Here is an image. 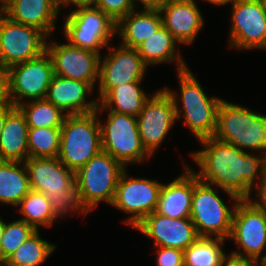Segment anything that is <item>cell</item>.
Wrapping results in <instances>:
<instances>
[{
  "instance_id": "obj_8",
  "label": "cell",
  "mask_w": 266,
  "mask_h": 266,
  "mask_svg": "<svg viewBox=\"0 0 266 266\" xmlns=\"http://www.w3.org/2000/svg\"><path fill=\"white\" fill-rule=\"evenodd\" d=\"M126 168L110 154L101 151L75 172V186L88 212L99 204L111 205L122 172Z\"/></svg>"
},
{
  "instance_id": "obj_33",
  "label": "cell",
  "mask_w": 266,
  "mask_h": 266,
  "mask_svg": "<svg viewBox=\"0 0 266 266\" xmlns=\"http://www.w3.org/2000/svg\"><path fill=\"white\" fill-rule=\"evenodd\" d=\"M36 231L32 225L20 219L6 222L0 245V263L3 264Z\"/></svg>"
},
{
  "instance_id": "obj_31",
  "label": "cell",
  "mask_w": 266,
  "mask_h": 266,
  "mask_svg": "<svg viewBox=\"0 0 266 266\" xmlns=\"http://www.w3.org/2000/svg\"><path fill=\"white\" fill-rule=\"evenodd\" d=\"M17 107L24 114L29 128H61L67 115L46 99L30 100Z\"/></svg>"
},
{
  "instance_id": "obj_17",
  "label": "cell",
  "mask_w": 266,
  "mask_h": 266,
  "mask_svg": "<svg viewBox=\"0 0 266 266\" xmlns=\"http://www.w3.org/2000/svg\"><path fill=\"white\" fill-rule=\"evenodd\" d=\"M46 50L51 56L55 75L86 82L96 90L101 56L99 53L72 46L68 42L59 43L52 36L47 39Z\"/></svg>"
},
{
  "instance_id": "obj_20",
  "label": "cell",
  "mask_w": 266,
  "mask_h": 266,
  "mask_svg": "<svg viewBox=\"0 0 266 266\" xmlns=\"http://www.w3.org/2000/svg\"><path fill=\"white\" fill-rule=\"evenodd\" d=\"M61 10L58 0H10L0 9L12 21L37 28L48 38L57 31Z\"/></svg>"
},
{
  "instance_id": "obj_29",
  "label": "cell",
  "mask_w": 266,
  "mask_h": 266,
  "mask_svg": "<svg viewBox=\"0 0 266 266\" xmlns=\"http://www.w3.org/2000/svg\"><path fill=\"white\" fill-rule=\"evenodd\" d=\"M16 207L18 214L22 215L19 219L36 230L51 228L54 223L60 222L52 211L51 202L42 192L31 189Z\"/></svg>"
},
{
  "instance_id": "obj_34",
  "label": "cell",
  "mask_w": 266,
  "mask_h": 266,
  "mask_svg": "<svg viewBox=\"0 0 266 266\" xmlns=\"http://www.w3.org/2000/svg\"><path fill=\"white\" fill-rule=\"evenodd\" d=\"M90 5L102 10L116 23L139 7L136 0H94Z\"/></svg>"
},
{
  "instance_id": "obj_22",
  "label": "cell",
  "mask_w": 266,
  "mask_h": 266,
  "mask_svg": "<svg viewBox=\"0 0 266 266\" xmlns=\"http://www.w3.org/2000/svg\"><path fill=\"white\" fill-rule=\"evenodd\" d=\"M182 174L163 183L156 212L172 219L190 217L193 195V170L182 162Z\"/></svg>"
},
{
  "instance_id": "obj_40",
  "label": "cell",
  "mask_w": 266,
  "mask_h": 266,
  "mask_svg": "<svg viewBox=\"0 0 266 266\" xmlns=\"http://www.w3.org/2000/svg\"><path fill=\"white\" fill-rule=\"evenodd\" d=\"M94 0H58L60 8H70L76 5H90Z\"/></svg>"
},
{
  "instance_id": "obj_13",
  "label": "cell",
  "mask_w": 266,
  "mask_h": 266,
  "mask_svg": "<svg viewBox=\"0 0 266 266\" xmlns=\"http://www.w3.org/2000/svg\"><path fill=\"white\" fill-rule=\"evenodd\" d=\"M228 46L234 50H266V9L260 0H233L230 4Z\"/></svg>"
},
{
  "instance_id": "obj_19",
  "label": "cell",
  "mask_w": 266,
  "mask_h": 266,
  "mask_svg": "<svg viewBox=\"0 0 266 266\" xmlns=\"http://www.w3.org/2000/svg\"><path fill=\"white\" fill-rule=\"evenodd\" d=\"M163 26L181 45L189 46L204 27V16L197 0H165L157 5Z\"/></svg>"
},
{
  "instance_id": "obj_28",
  "label": "cell",
  "mask_w": 266,
  "mask_h": 266,
  "mask_svg": "<svg viewBox=\"0 0 266 266\" xmlns=\"http://www.w3.org/2000/svg\"><path fill=\"white\" fill-rule=\"evenodd\" d=\"M40 234V230L32 234L2 266H42L56 251L57 245L43 239Z\"/></svg>"
},
{
  "instance_id": "obj_5",
  "label": "cell",
  "mask_w": 266,
  "mask_h": 266,
  "mask_svg": "<svg viewBox=\"0 0 266 266\" xmlns=\"http://www.w3.org/2000/svg\"><path fill=\"white\" fill-rule=\"evenodd\" d=\"M213 137L243 152L266 155V114L223 99L218 108Z\"/></svg>"
},
{
  "instance_id": "obj_23",
  "label": "cell",
  "mask_w": 266,
  "mask_h": 266,
  "mask_svg": "<svg viewBox=\"0 0 266 266\" xmlns=\"http://www.w3.org/2000/svg\"><path fill=\"white\" fill-rule=\"evenodd\" d=\"M163 25L157 6H139L116 23L119 44L136 49Z\"/></svg>"
},
{
  "instance_id": "obj_11",
  "label": "cell",
  "mask_w": 266,
  "mask_h": 266,
  "mask_svg": "<svg viewBox=\"0 0 266 266\" xmlns=\"http://www.w3.org/2000/svg\"><path fill=\"white\" fill-rule=\"evenodd\" d=\"M229 240L237 248L232 254L257 261L266 258V213L250 199L237 203Z\"/></svg>"
},
{
  "instance_id": "obj_38",
  "label": "cell",
  "mask_w": 266,
  "mask_h": 266,
  "mask_svg": "<svg viewBox=\"0 0 266 266\" xmlns=\"http://www.w3.org/2000/svg\"><path fill=\"white\" fill-rule=\"evenodd\" d=\"M9 102L7 72L0 68V106L6 105Z\"/></svg>"
},
{
  "instance_id": "obj_26",
  "label": "cell",
  "mask_w": 266,
  "mask_h": 266,
  "mask_svg": "<svg viewBox=\"0 0 266 266\" xmlns=\"http://www.w3.org/2000/svg\"><path fill=\"white\" fill-rule=\"evenodd\" d=\"M141 85L142 82H131L114 87L98 102L96 110H111L137 117L145 101L151 96Z\"/></svg>"
},
{
  "instance_id": "obj_9",
  "label": "cell",
  "mask_w": 266,
  "mask_h": 266,
  "mask_svg": "<svg viewBox=\"0 0 266 266\" xmlns=\"http://www.w3.org/2000/svg\"><path fill=\"white\" fill-rule=\"evenodd\" d=\"M69 10V14L65 13L62 18L65 20L62 26L64 38L72 46L101 55L116 36V22L91 5H76Z\"/></svg>"
},
{
  "instance_id": "obj_36",
  "label": "cell",
  "mask_w": 266,
  "mask_h": 266,
  "mask_svg": "<svg viewBox=\"0 0 266 266\" xmlns=\"http://www.w3.org/2000/svg\"><path fill=\"white\" fill-rule=\"evenodd\" d=\"M221 266H259V261L229 252L224 256Z\"/></svg>"
},
{
  "instance_id": "obj_44",
  "label": "cell",
  "mask_w": 266,
  "mask_h": 266,
  "mask_svg": "<svg viewBox=\"0 0 266 266\" xmlns=\"http://www.w3.org/2000/svg\"><path fill=\"white\" fill-rule=\"evenodd\" d=\"M10 0H0V9L6 5Z\"/></svg>"
},
{
  "instance_id": "obj_6",
  "label": "cell",
  "mask_w": 266,
  "mask_h": 266,
  "mask_svg": "<svg viewBox=\"0 0 266 266\" xmlns=\"http://www.w3.org/2000/svg\"><path fill=\"white\" fill-rule=\"evenodd\" d=\"M101 151V130L96 111L66 115L57 158L76 172Z\"/></svg>"
},
{
  "instance_id": "obj_45",
  "label": "cell",
  "mask_w": 266,
  "mask_h": 266,
  "mask_svg": "<svg viewBox=\"0 0 266 266\" xmlns=\"http://www.w3.org/2000/svg\"><path fill=\"white\" fill-rule=\"evenodd\" d=\"M259 266H266V258L259 261Z\"/></svg>"
},
{
  "instance_id": "obj_18",
  "label": "cell",
  "mask_w": 266,
  "mask_h": 266,
  "mask_svg": "<svg viewBox=\"0 0 266 266\" xmlns=\"http://www.w3.org/2000/svg\"><path fill=\"white\" fill-rule=\"evenodd\" d=\"M133 229L153 240V247H170L184 251L199 238L190 217L172 219L156 211Z\"/></svg>"
},
{
  "instance_id": "obj_10",
  "label": "cell",
  "mask_w": 266,
  "mask_h": 266,
  "mask_svg": "<svg viewBox=\"0 0 266 266\" xmlns=\"http://www.w3.org/2000/svg\"><path fill=\"white\" fill-rule=\"evenodd\" d=\"M163 183L158 179L133 177L126 168L118 181L110 206L128 214L124 224L136 227L145 217L155 212Z\"/></svg>"
},
{
  "instance_id": "obj_3",
  "label": "cell",
  "mask_w": 266,
  "mask_h": 266,
  "mask_svg": "<svg viewBox=\"0 0 266 266\" xmlns=\"http://www.w3.org/2000/svg\"><path fill=\"white\" fill-rule=\"evenodd\" d=\"M190 67L175 71L179 92L163 87L172 97L176 120H183L196 140L212 137L216 131L217 113L223 98L208 96Z\"/></svg>"
},
{
  "instance_id": "obj_39",
  "label": "cell",
  "mask_w": 266,
  "mask_h": 266,
  "mask_svg": "<svg viewBox=\"0 0 266 266\" xmlns=\"http://www.w3.org/2000/svg\"><path fill=\"white\" fill-rule=\"evenodd\" d=\"M15 108V106L9 101L6 105L0 106V135L4 126L7 115Z\"/></svg>"
},
{
  "instance_id": "obj_37",
  "label": "cell",
  "mask_w": 266,
  "mask_h": 266,
  "mask_svg": "<svg viewBox=\"0 0 266 266\" xmlns=\"http://www.w3.org/2000/svg\"><path fill=\"white\" fill-rule=\"evenodd\" d=\"M254 197L250 198L263 212L266 213V174L264 180L253 191Z\"/></svg>"
},
{
  "instance_id": "obj_43",
  "label": "cell",
  "mask_w": 266,
  "mask_h": 266,
  "mask_svg": "<svg viewBox=\"0 0 266 266\" xmlns=\"http://www.w3.org/2000/svg\"><path fill=\"white\" fill-rule=\"evenodd\" d=\"M5 223H6V220H4L2 218V216H0V245H1V239H2V236H3V232H4V229H5Z\"/></svg>"
},
{
  "instance_id": "obj_12",
  "label": "cell",
  "mask_w": 266,
  "mask_h": 266,
  "mask_svg": "<svg viewBox=\"0 0 266 266\" xmlns=\"http://www.w3.org/2000/svg\"><path fill=\"white\" fill-rule=\"evenodd\" d=\"M6 72L8 98L15 107L30 100L45 99L55 75L47 50L34 59L11 66Z\"/></svg>"
},
{
  "instance_id": "obj_14",
  "label": "cell",
  "mask_w": 266,
  "mask_h": 266,
  "mask_svg": "<svg viewBox=\"0 0 266 266\" xmlns=\"http://www.w3.org/2000/svg\"><path fill=\"white\" fill-rule=\"evenodd\" d=\"M103 52L99 61V79L96 89L100 102L114 87L124 83L143 82L148 67L144 64L137 49L117 44Z\"/></svg>"
},
{
  "instance_id": "obj_35",
  "label": "cell",
  "mask_w": 266,
  "mask_h": 266,
  "mask_svg": "<svg viewBox=\"0 0 266 266\" xmlns=\"http://www.w3.org/2000/svg\"><path fill=\"white\" fill-rule=\"evenodd\" d=\"M156 248V265L157 266H184L183 250L170 247Z\"/></svg>"
},
{
  "instance_id": "obj_4",
  "label": "cell",
  "mask_w": 266,
  "mask_h": 266,
  "mask_svg": "<svg viewBox=\"0 0 266 266\" xmlns=\"http://www.w3.org/2000/svg\"><path fill=\"white\" fill-rule=\"evenodd\" d=\"M219 192L227 194L225 203ZM240 198L235 194L202 182L193 172V195L190 219L199 237L222 238L228 241L231 233L233 214Z\"/></svg>"
},
{
  "instance_id": "obj_32",
  "label": "cell",
  "mask_w": 266,
  "mask_h": 266,
  "mask_svg": "<svg viewBox=\"0 0 266 266\" xmlns=\"http://www.w3.org/2000/svg\"><path fill=\"white\" fill-rule=\"evenodd\" d=\"M27 138L29 157H58L60 151L61 128H29Z\"/></svg>"
},
{
  "instance_id": "obj_25",
  "label": "cell",
  "mask_w": 266,
  "mask_h": 266,
  "mask_svg": "<svg viewBox=\"0 0 266 266\" xmlns=\"http://www.w3.org/2000/svg\"><path fill=\"white\" fill-rule=\"evenodd\" d=\"M28 124L24 114L15 107L6 117L0 135V161L24 162L29 157Z\"/></svg>"
},
{
  "instance_id": "obj_41",
  "label": "cell",
  "mask_w": 266,
  "mask_h": 266,
  "mask_svg": "<svg viewBox=\"0 0 266 266\" xmlns=\"http://www.w3.org/2000/svg\"><path fill=\"white\" fill-rule=\"evenodd\" d=\"M165 0H136V2L142 6H157Z\"/></svg>"
},
{
  "instance_id": "obj_15",
  "label": "cell",
  "mask_w": 266,
  "mask_h": 266,
  "mask_svg": "<svg viewBox=\"0 0 266 266\" xmlns=\"http://www.w3.org/2000/svg\"><path fill=\"white\" fill-rule=\"evenodd\" d=\"M47 39L39 29L12 21L0 11V68L7 70L40 56Z\"/></svg>"
},
{
  "instance_id": "obj_46",
  "label": "cell",
  "mask_w": 266,
  "mask_h": 266,
  "mask_svg": "<svg viewBox=\"0 0 266 266\" xmlns=\"http://www.w3.org/2000/svg\"><path fill=\"white\" fill-rule=\"evenodd\" d=\"M264 8L266 9V0H262Z\"/></svg>"
},
{
  "instance_id": "obj_21",
  "label": "cell",
  "mask_w": 266,
  "mask_h": 266,
  "mask_svg": "<svg viewBox=\"0 0 266 266\" xmlns=\"http://www.w3.org/2000/svg\"><path fill=\"white\" fill-rule=\"evenodd\" d=\"M94 91L86 82L54 75L45 99L67 115L87 114L96 111L98 106L95 95L94 99L89 98Z\"/></svg>"
},
{
  "instance_id": "obj_27",
  "label": "cell",
  "mask_w": 266,
  "mask_h": 266,
  "mask_svg": "<svg viewBox=\"0 0 266 266\" xmlns=\"http://www.w3.org/2000/svg\"><path fill=\"white\" fill-rule=\"evenodd\" d=\"M28 172L24 162L0 161V203L16 206L30 192Z\"/></svg>"
},
{
  "instance_id": "obj_16",
  "label": "cell",
  "mask_w": 266,
  "mask_h": 266,
  "mask_svg": "<svg viewBox=\"0 0 266 266\" xmlns=\"http://www.w3.org/2000/svg\"><path fill=\"white\" fill-rule=\"evenodd\" d=\"M176 122L172 97L164 88L152 92L137 116L141 142L152 157L165 142Z\"/></svg>"
},
{
  "instance_id": "obj_42",
  "label": "cell",
  "mask_w": 266,
  "mask_h": 266,
  "mask_svg": "<svg viewBox=\"0 0 266 266\" xmlns=\"http://www.w3.org/2000/svg\"><path fill=\"white\" fill-rule=\"evenodd\" d=\"M204 3L207 1V3L216 5V6H224L227 4H230L233 0H202Z\"/></svg>"
},
{
  "instance_id": "obj_2",
  "label": "cell",
  "mask_w": 266,
  "mask_h": 266,
  "mask_svg": "<svg viewBox=\"0 0 266 266\" xmlns=\"http://www.w3.org/2000/svg\"><path fill=\"white\" fill-rule=\"evenodd\" d=\"M24 163L30 188L44 194L51 202L52 211L58 220L80 214L85 218L90 214L81 203L75 186V172L68 169L57 157H28Z\"/></svg>"
},
{
  "instance_id": "obj_1",
  "label": "cell",
  "mask_w": 266,
  "mask_h": 266,
  "mask_svg": "<svg viewBox=\"0 0 266 266\" xmlns=\"http://www.w3.org/2000/svg\"><path fill=\"white\" fill-rule=\"evenodd\" d=\"M198 143L202 148L189 152L191 160L199 168L195 171L190 167L198 179L229 191L240 199H250L253 188L256 189L264 180L266 155L243 152L213 136Z\"/></svg>"
},
{
  "instance_id": "obj_30",
  "label": "cell",
  "mask_w": 266,
  "mask_h": 266,
  "mask_svg": "<svg viewBox=\"0 0 266 266\" xmlns=\"http://www.w3.org/2000/svg\"><path fill=\"white\" fill-rule=\"evenodd\" d=\"M225 243L222 238L199 237L183 251L184 266H221Z\"/></svg>"
},
{
  "instance_id": "obj_24",
  "label": "cell",
  "mask_w": 266,
  "mask_h": 266,
  "mask_svg": "<svg viewBox=\"0 0 266 266\" xmlns=\"http://www.w3.org/2000/svg\"><path fill=\"white\" fill-rule=\"evenodd\" d=\"M180 45L172 34L162 25L154 34L140 44L136 49L144 64L158 66L159 64L175 63L176 71L188 68L185 58L182 56Z\"/></svg>"
},
{
  "instance_id": "obj_7",
  "label": "cell",
  "mask_w": 266,
  "mask_h": 266,
  "mask_svg": "<svg viewBox=\"0 0 266 266\" xmlns=\"http://www.w3.org/2000/svg\"><path fill=\"white\" fill-rule=\"evenodd\" d=\"M96 113L101 130L102 151L110 154L125 168L131 164L142 165L152 157L141 142L137 117L111 110H96ZM102 113L107 114L105 121L100 119Z\"/></svg>"
}]
</instances>
